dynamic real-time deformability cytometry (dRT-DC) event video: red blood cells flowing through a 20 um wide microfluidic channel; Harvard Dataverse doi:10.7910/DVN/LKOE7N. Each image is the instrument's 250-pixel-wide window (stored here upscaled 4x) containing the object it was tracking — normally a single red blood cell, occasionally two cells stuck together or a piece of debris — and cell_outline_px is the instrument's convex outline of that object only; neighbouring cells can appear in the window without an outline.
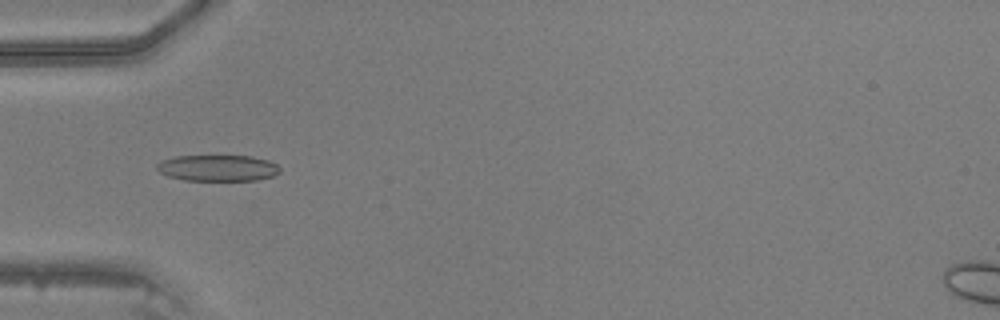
{"species": "common noctule bat (a hibernating species)", "species_latin": "Nyctalus noctula", "temperature_condition": "warm", "stored_images_in_passage": 47, "camera_frame_rate_fps": 3000, "um_per_image_px": 0.085, "animal": {"sex": "male", "body_mass_g": 20.5, "forearm_length_mm": 52.5}, "frame": {"image": 1, "passage_image": 16, "time_ms": 5.0, "image_size_px": [1000, 320], "cell_outline_px": [[280, 172], [272, 176], [256, 180], [184, 180], [168, 176], [160, 172], [156, 168], [156, 164], [160, 160], [176, 156], [252, 156], [268, 160], [276, 164], [280, 168]], "centroid_in_image_um": [18.49, 14.27], "position_along_channel_um": 66.5, "area_um2": 18.79}}
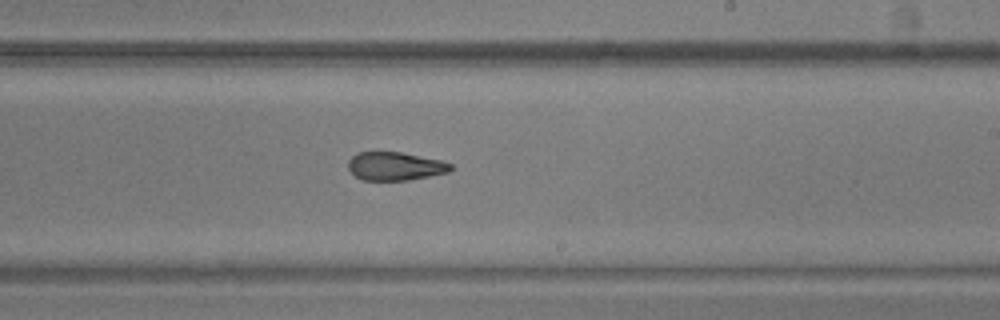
{"frame": {"image": 2, "passage_image": 29, "time_ms": 9.333, "image_size_px": [1000, 320], "cell_outline_px": [[452, 168], [448, 172], [408, 180], [364, 180], [356, 176], [348, 168], [348, 160], [356, 152], [400, 152], [440, 160], [452, 164]], "centroid_in_image_um": [33.56, 14.12], "position_along_channel_um": 255.4, "area_um2": 16.76}}
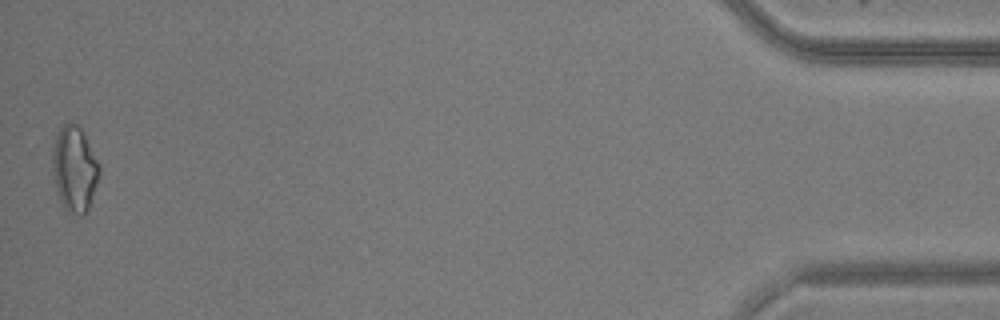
{"frame": {"image": 3, "passage_image": 47, "time_ms": 15.333, "image_size_px": [1000, 320], "cell_outline_px": [[100, 172], [88, 208], [84, 216], [80, 216], [68, 212], [56, 188], [52, 164], [52, 152], [56, 136], [60, 128], [64, 124], [76, 124], [84, 132], [100, 164]], "centroid_in_image_um": [6.35, 14.34], "position_along_channel_um": 428.8, "area_um2": 22.95}}